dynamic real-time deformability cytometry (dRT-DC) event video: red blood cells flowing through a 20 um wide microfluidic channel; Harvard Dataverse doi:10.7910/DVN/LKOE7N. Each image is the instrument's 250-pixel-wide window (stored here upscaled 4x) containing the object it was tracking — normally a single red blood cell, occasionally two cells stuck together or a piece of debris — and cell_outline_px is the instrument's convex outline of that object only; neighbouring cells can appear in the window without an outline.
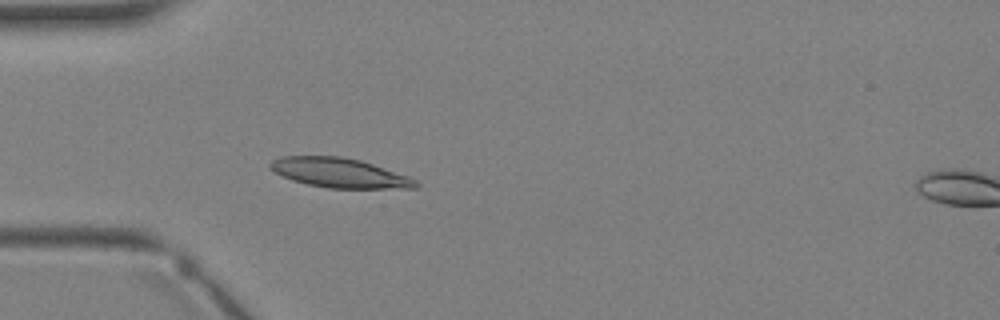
{"species": "Egyptian fruit bat (a non-hibernating species)", "species_latin": "Rousettus aegyptiacus", "temperature_condition": "warm", "stored_images_in_passage": 4, "camera_frame_rate_fps": 3000, "um_per_image_px": 0.085, "animal": {"sex": "female"}, "frame": {"image": 1, "passage_image": 3, "time_ms": 3.0, "image_size_px": [1000, 320], "cell_outline_px": [[420, 184], [416, 188], [328, 188], [308, 184], [292, 180], [268, 168], [268, 164], [272, 160], [280, 156], [340, 156], [360, 160], [408, 176], [416, 180]], "centroid_in_image_um": [28.84, 14.69], "position_along_channel_um": 56.2, "area_um2": 24.91}}